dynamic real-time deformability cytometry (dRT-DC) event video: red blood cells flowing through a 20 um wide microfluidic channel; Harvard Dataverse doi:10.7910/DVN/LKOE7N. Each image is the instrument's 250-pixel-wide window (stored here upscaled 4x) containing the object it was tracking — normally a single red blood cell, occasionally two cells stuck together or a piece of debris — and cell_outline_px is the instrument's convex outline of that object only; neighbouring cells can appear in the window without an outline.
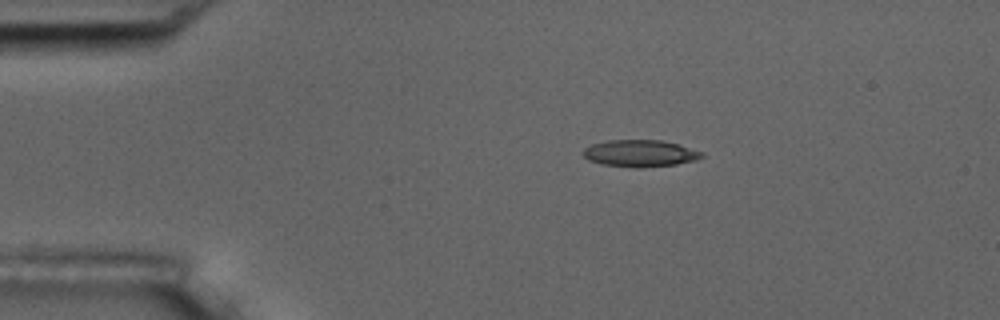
{"species": "common noctule bat (a hibernating species)", "species_latin": "Nyctalus noctula", "temperature_condition": "room temperature", "stored_images_in_passage": 4, "camera_frame_rate_fps": 3000, "um_per_image_px": 0.085, "animal": {"sex": "male", "body_mass_g": 17.5, "forearm_length_mm": 52.3}, "frame": {"image": 1, "passage_image": 1, "time_ms": 0.0, "image_size_px": [1000, 320], "cell_outline_px": [[704, 156], [696, 160], [676, 164], [636, 168], [604, 164], [588, 160], [580, 152], [584, 148], [592, 144], [608, 140], [660, 140], [676, 144], [704, 152]], "centroid_in_image_um": [54.38, 13.03], "position_along_channel_um": 30.6, "area_um2": 18.5}}
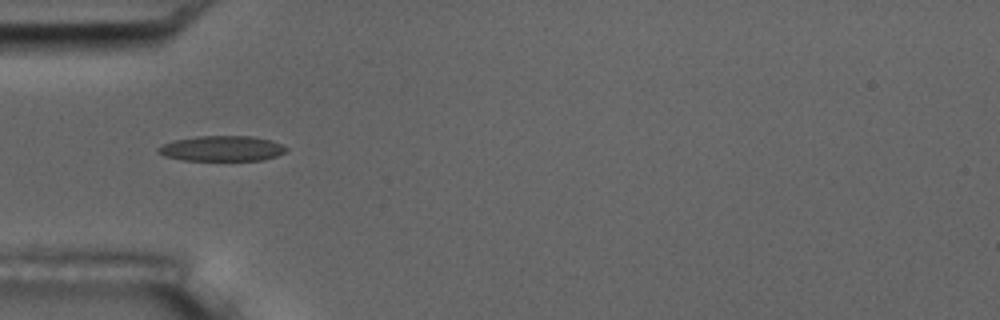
{"frame": {"image": 2, "passage_image": 3, "time_ms": 2.333, "image_size_px": [1000, 320], "cell_outline_px": [[288, 148], [284, 152], [276, 156], [264, 160], [184, 160], [164, 156], [156, 152], [156, 148], [164, 144], [176, 140], [196, 136], [252, 136], [268, 140], [280, 144]], "centroid_in_image_um": [18.83, 12.62], "position_along_channel_um": 66.2, "area_um2": 18.73}}